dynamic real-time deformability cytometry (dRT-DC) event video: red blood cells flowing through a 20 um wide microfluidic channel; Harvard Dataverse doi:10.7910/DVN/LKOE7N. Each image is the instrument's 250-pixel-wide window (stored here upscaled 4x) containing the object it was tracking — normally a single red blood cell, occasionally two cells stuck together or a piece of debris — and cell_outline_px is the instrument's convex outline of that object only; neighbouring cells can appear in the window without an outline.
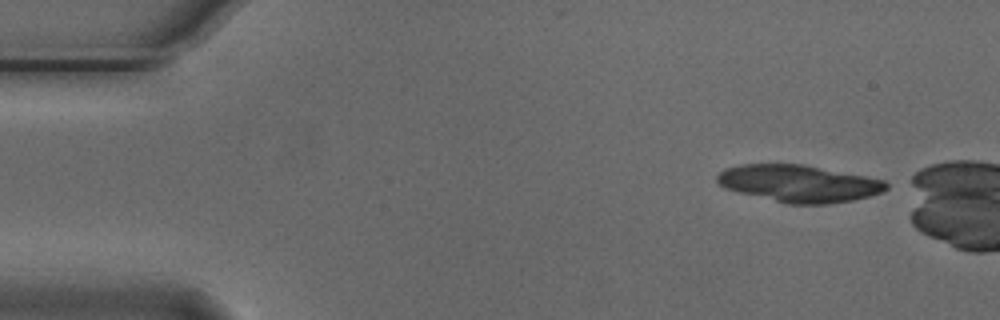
{"species": "Egyptian fruit bat (a non-hibernating species)", "species_latin": "Rousettus aegyptiacus", "temperature_condition": "cold", "stored_images_in_passage": 4, "camera_frame_rate_fps": 3000, "um_per_image_px": 0.085, "animal": {"sex": "male"}, "frame": {"image": 1, "passage_image": 1, "time_ms": 0.0, "image_size_px": [1000, 320], "cell_outline_px": [[888, 188], [880, 192], [868, 196], [852, 200], [828, 204], [788, 204], [724, 188], [716, 180], [716, 176], [724, 168], [740, 164], [804, 164], [884, 180], [888, 184]], "centroid_in_image_um": [67.88, 15.59], "position_along_channel_um": 17.1, "area_um2": 36.3}}